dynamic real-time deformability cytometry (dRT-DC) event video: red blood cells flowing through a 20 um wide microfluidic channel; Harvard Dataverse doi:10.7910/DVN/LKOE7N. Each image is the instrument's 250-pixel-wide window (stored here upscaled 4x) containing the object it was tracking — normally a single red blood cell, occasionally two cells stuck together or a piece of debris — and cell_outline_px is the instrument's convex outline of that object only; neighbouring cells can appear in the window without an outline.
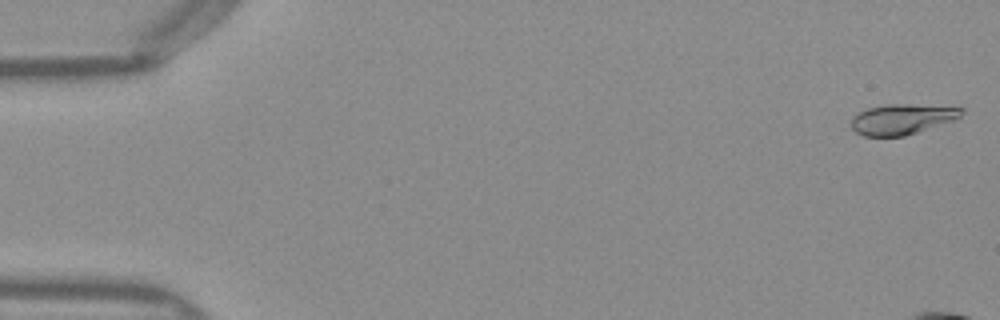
{"species": "Egyptian fruit bat (a non-hibernating species)", "species_latin": "Rousettus aegyptiacus", "temperature_condition": "warm", "stored_images_in_passage": 10, "camera_frame_rate_fps": 3000, "um_per_image_px": 0.085, "frame": {"image": 1, "passage_image": 1, "time_ms": 0.0, "image_size_px": [1000, 320], "cell_outline_px": [[964, 112], [956, 120], [904, 136], [864, 136], [856, 132], [852, 128], [852, 116], [868, 108], [888, 104], [908, 104], [964, 108]], "centroid_in_image_um": [76.69, 10.13], "position_along_channel_um": 8.3, "area_um2": 19.42}}